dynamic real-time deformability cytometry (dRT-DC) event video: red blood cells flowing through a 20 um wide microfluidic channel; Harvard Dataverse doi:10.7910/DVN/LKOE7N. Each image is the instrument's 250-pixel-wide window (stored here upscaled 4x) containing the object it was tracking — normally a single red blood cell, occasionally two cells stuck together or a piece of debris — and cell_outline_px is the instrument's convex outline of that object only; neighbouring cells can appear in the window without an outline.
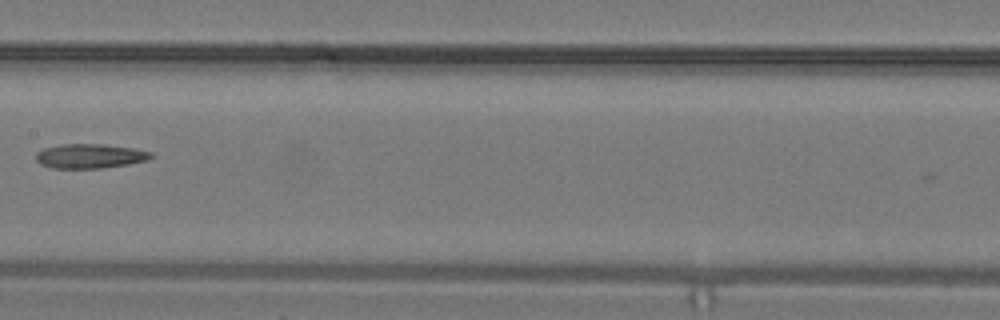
{"species": "common noctule bat (a hibernating species)", "species_latin": "Nyctalus noctula", "temperature_condition": "warm", "stored_images_in_passage": 28, "camera_frame_rate_fps": 3000, "um_per_image_px": 0.085, "animal": {"sex": "male", "body_mass_g": 19.2, "forearm_length_mm": 51.8}, "frame": {"image": 1, "passage_image": 16, "time_ms": 5.0, "image_size_px": [1000, 320], "cell_outline_px": [[156, 156], [148, 160], [128, 164], [100, 168], [52, 168], [40, 164], [36, 160], [36, 152], [44, 148], [60, 144], [104, 144], [132, 148], [152, 152]], "centroid_in_image_um": [7.65, 13.26], "position_along_channel_um": 199.7, "area_um2": 16.47}}